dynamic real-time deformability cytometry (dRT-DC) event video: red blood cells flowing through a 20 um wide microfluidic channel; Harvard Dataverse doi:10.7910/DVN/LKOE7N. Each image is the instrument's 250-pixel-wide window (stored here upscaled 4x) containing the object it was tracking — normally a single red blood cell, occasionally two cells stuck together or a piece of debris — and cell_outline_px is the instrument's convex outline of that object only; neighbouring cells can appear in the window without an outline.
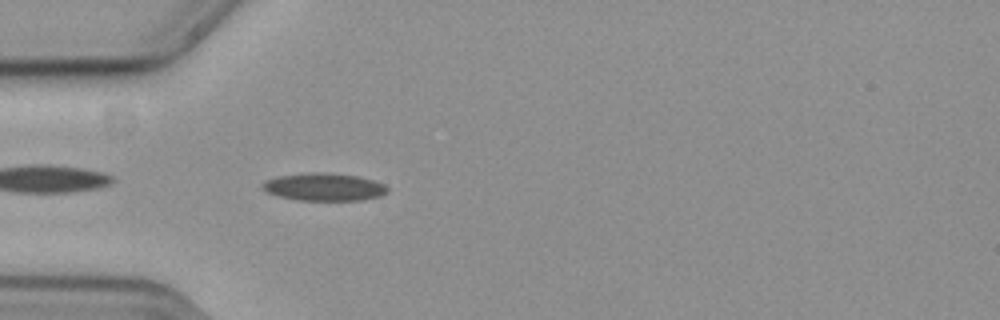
{"species": "common noctule bat (a hibernating species)", "species_latin": "Nyctalus noctula", "temperature_condition": "cold", "stored_images_in_passage": 42, "camera_frame_rate_fps": 3000, "um_per_image_px": 0.085, "animal": {"sex": "female", "body_mass_g": 19.3, "forearm_length_mm": 54.1}, "frame": {"image": 1, "passage_image": 2, "time_ms": 0.333, "image_size_px": [1000, 320], "cell_outline_px": [[388, 192], [380, 196], [364, 200], [296, 200], [276, 196], [268, 192], [260, 184], [264, 180], [280, 176], [356, 176], [372, 180], [384, 184], [388, 188]], "centroid_in_image_um": [27.57, 15.97], "position_along_channel_um": 57.4, "area_um2": 18.84}}
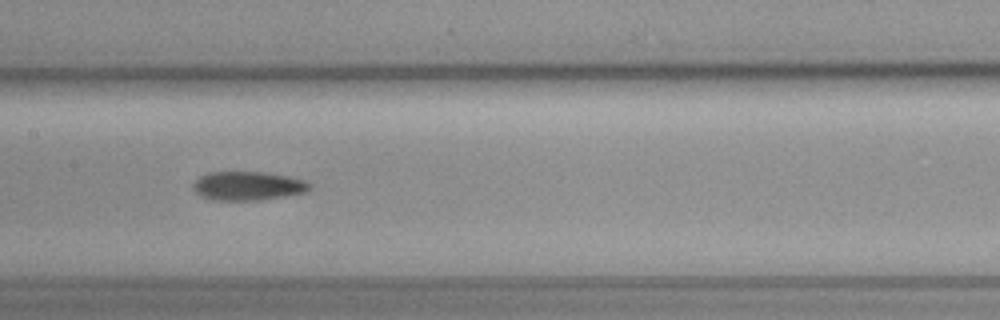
{"frame": {"image": 2, "passage_image": 13, "time_ms": 4.0, "image_size_px": [1000, 320], "cell_outline_px": [[312, 184], [308, 192], [260, 200], [212, 200], [200, 196], [192, 188], [192, 184], [200, 176], [208, 172], [264, 172], [288, 176], [304, 180]], "centroid_in_image_um": [21.06, 15.8], "position_along_channel_um": 186.3, "area_um2": 19.71}}
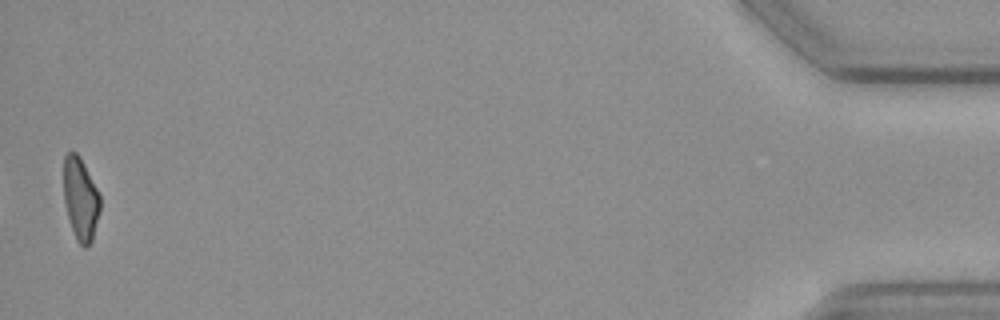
{"frame": {"image": 3, "passage_image": 41, "time_ms": 13.333, "image_size_px": [1000, 320], "cell_outline_px": [[100, 212], [92, 240], [84, 248], [76, 240], [68, 216], [64, 200], [64, 156], [68, 152], [76, 152], [80, 156], [100, 196]], "centroid_in_image_um": [6.85, 16.9], "position_along_channel_um": 428.4, "area_um2": 17.34}}